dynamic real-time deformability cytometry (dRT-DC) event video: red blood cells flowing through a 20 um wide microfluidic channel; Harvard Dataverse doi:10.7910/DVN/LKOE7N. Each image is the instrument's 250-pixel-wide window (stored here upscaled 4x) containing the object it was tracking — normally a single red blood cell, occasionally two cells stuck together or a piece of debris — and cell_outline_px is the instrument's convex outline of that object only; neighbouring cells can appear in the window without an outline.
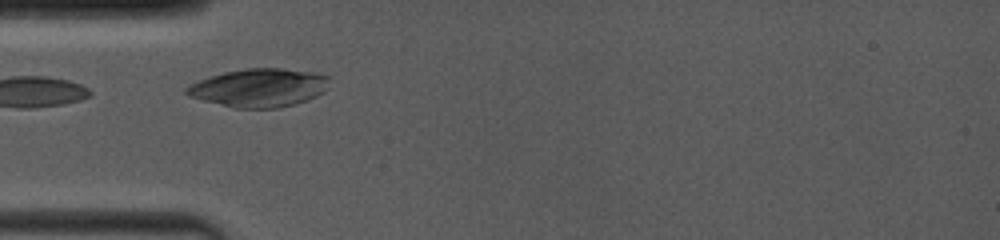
{"species": "common noctule bat (a hibernating species)", "species_latin": "Nyctalus noctula", "temperature_condition": "room temperature", "stored_images_in_passage": 3, "camera_frame_rate_fps": 4000, "um_per_image_px": 0.085, "animal": {"sex": "female", "body_mass_g": 19.0, "forearm_length_mm": 53.3}, "frame": {"image": 1, "passage_image": 1, "time_ms": 0.0, "image_size_px": [1000, 240], "cell_outline_px": [[332, 76], [328, 88], [324, 92], [308, 100], [296, 104], [280, 108], [232, 108], [188, 96], [184, 92], [184, 88], [200, 80], [224, 72], [248, 68], [280, 68], [312, 72]], "centroid_in_image_um": [22.08, 7.47], "position_along_channel_um": 62.9, "area_um2": 32.14}}